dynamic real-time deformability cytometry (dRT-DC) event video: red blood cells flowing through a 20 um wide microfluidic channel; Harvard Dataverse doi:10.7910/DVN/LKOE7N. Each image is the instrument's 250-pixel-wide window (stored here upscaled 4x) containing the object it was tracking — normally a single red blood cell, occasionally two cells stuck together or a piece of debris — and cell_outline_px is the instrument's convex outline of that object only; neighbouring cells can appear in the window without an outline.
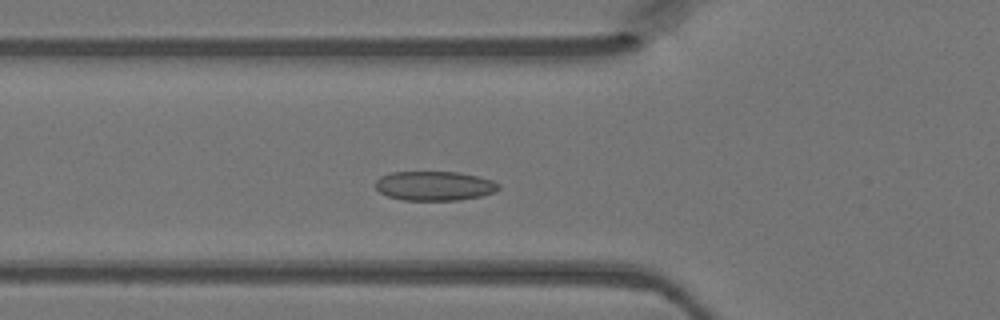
{"species": "Egyptian fruit bat (a non-hibernating species)", "species_latin": "Rousettus aegyptiacus", "temperature_condition": "warm", "stored_images_in_passage": 41, "camera_frame_rate_fps": 3000, "um_per_image_px": 0.085, "animal": {"sex": "female"}, "frame": {"image": 1, "passage_image": 12, "time_ms": 3.667, "image_size_px": [1000, 320], "cell_outline_px": [[500, 188], [496, 192], [480, 196], [456, 200], [404, 200], [388, 196], [380, 192], [376, 188], [376, 180], [380, 176], [392, 172], [460, 172], [492, 180], [500, 184]], "centroid_in_image_um": [36.94, 15.79], "position_along_channel_um": 88.9, "area_um2": 21.04}}
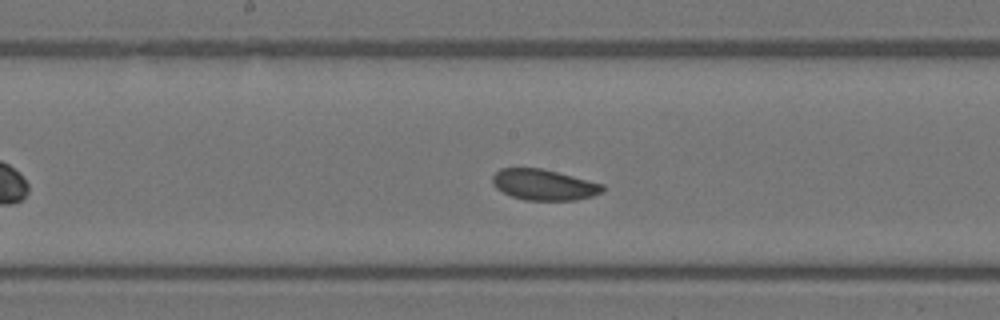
{"frame": {"image": 2, "passage_image": 20, "time_ms": 6.333, "image_size_px": [1000, 320], "cell_outline_px": [[604, 192], [592, 196], [576, 200], [524, 200], [512, 196], [496, 188], [492, 184], [492, 176], [500, 168], [540, 168], [604, 184]], "centroid_in_image_um": [46.23, 15.71], "position_along_channel_um": 202.0, "area_um2": 19.71}}
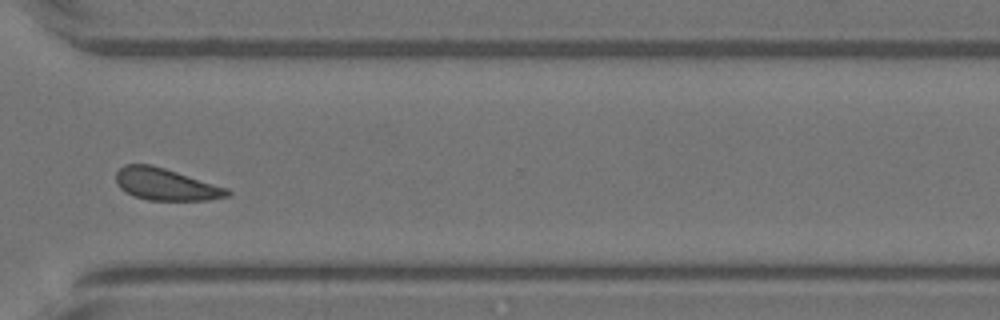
{"frame": {"image": 3, "passage_image": 31, "time_ms": 10.0, "image_size_px": [1000, 320], "cell_outline_px": [[232, 192], [228, 196], [208, 200], [148, 200], [132, 196], [124, 192], [116, 184], [116, 172], [124, 164], [152, 164], [228, 188]], "centroid_in_image_um": [14.06, 15.67], "position_along_channel_um": 356.5, "area_um2": 20.87}}